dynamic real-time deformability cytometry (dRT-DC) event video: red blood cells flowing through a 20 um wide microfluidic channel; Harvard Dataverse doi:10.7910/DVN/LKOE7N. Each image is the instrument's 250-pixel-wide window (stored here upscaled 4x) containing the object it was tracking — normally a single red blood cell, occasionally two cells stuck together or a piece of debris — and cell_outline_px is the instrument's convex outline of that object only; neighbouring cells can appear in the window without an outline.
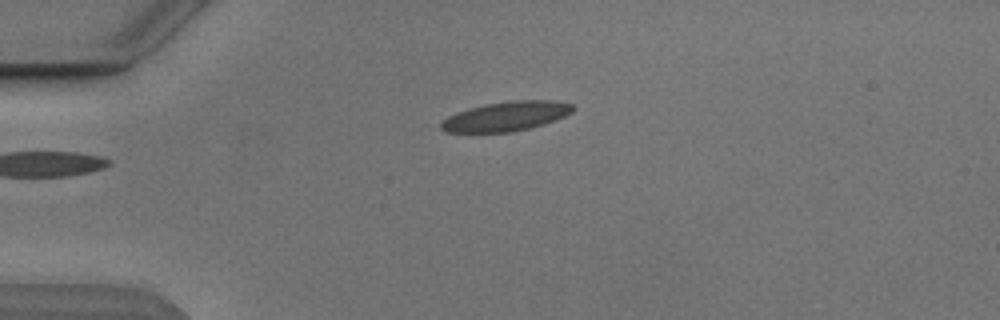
{"species": "Egyptian fruit bat (a non-hibernating species)", "species_latin": "Rousettus aegyptiacus", "temperature_condition": "cold", "stored_images_in_passage": 2, "camera_frame_rate_fps": 3000, "um_per_image_px": 0.085, "animal": {"sex": "male"}, "frame": {"image": 1, "passage_image": 1, "time_ms": 0.0, "image_size_px": [1000, 320], "cell_outline_px": [[576, 108], [572, 112], [564, 116], [528, 128], [512, 132], [448, 132], [440, 128], [440, 124], [448, 116], [456, 112], [468, 108], [484, 104], [508, 100], [556, 100], [572, 104]], "centroid_in_image_um": [43.01, 9.86], "position_along_channel_um": 42.0, "area_um2": 22.54}}